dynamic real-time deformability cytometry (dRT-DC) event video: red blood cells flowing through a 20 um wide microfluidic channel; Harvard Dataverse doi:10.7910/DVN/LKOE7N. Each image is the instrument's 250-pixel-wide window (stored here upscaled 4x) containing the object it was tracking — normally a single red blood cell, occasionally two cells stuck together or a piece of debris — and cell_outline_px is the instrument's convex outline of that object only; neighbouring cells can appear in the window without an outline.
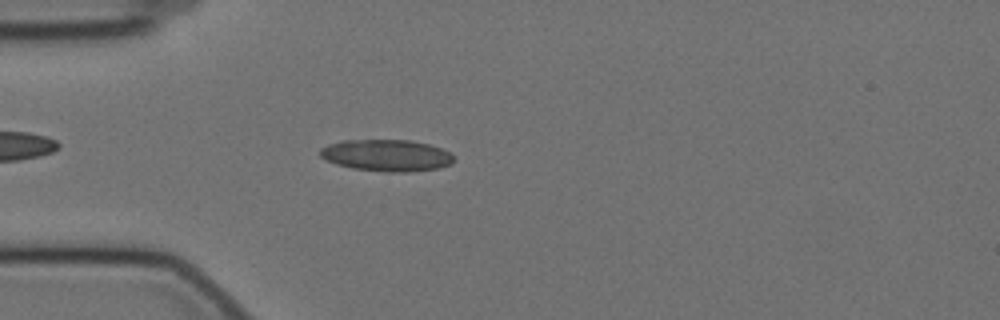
{"species": "Egyptian fruit bat (a non-hibernating species)", "species_latin": "Rousettus aegyptiacus", "temperature_condition": "cold", "stored_images_in_passage": 57, "camera_frame_rate_fps": 3000, "um_per_image_px": 0.085, "animal": {"sex": "female"}, "frame": {"image": 1, "passage_image": 15, "time_ms": 4.667, "image_size_px": [1000, 320], "cell_outline_px": [[456, 160], [452, 164], [440, 168], [408, 172], [384, 172], [352, 168], [336, 164], [320, 156], [320, 148], [328, 144], [344, 140], [412, 140], [428, 144], [440, 148], [448, 152]], "centroid_in_image_um": [32.87, 13.21], "position_along_channel_um": 52.1, "area_um2": 24.8}}
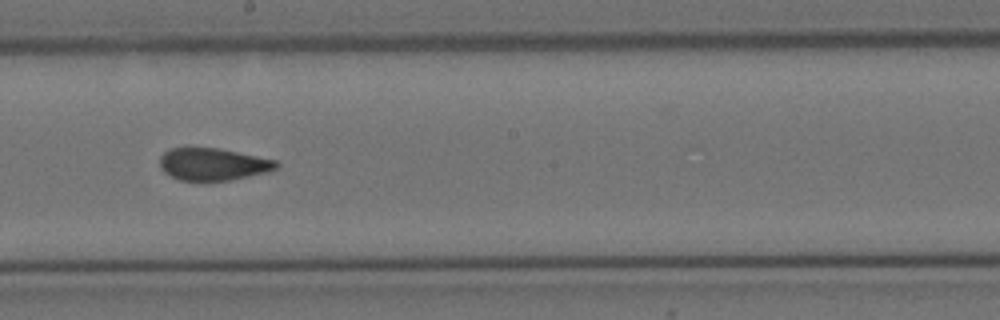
{"frame": {"image": 2, "passage_image": 31, "time_ms": 10.0, "image_size_px": [1000, 320], "cell_outline_px": [[280, 164], [276, 168], [268, 172], [232, 180], [180, 180], [164, 172], [160, 168], [160, 156], [164, 152], [172, 148], [188, 144], [216, 148], [276, 160]], "centroid_in_image_um": [18.05, 13.92], "position_along_channel_um": 230.1, "area_um2": 22.31}}
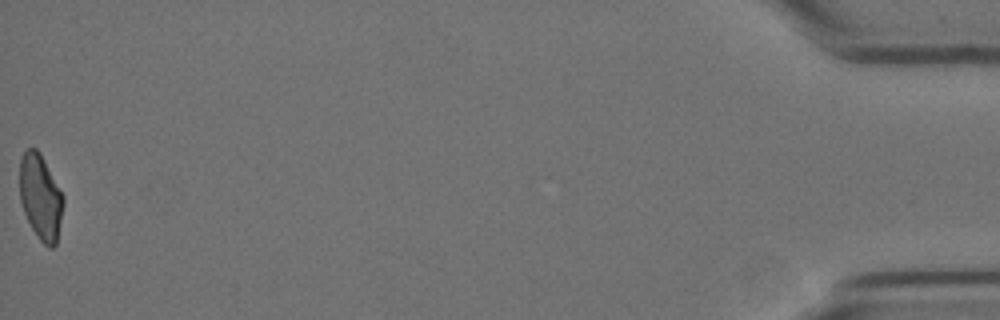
{"frame": {"image": 3, "passage_image": 57, "time_ms": 18.667, "image_size_px": [1000, 320], "cell_outline_px": [[64, 204], [56, 244], [52, 248], [48, 248], [40, 240], [32, 228], [24, 212], [20, 200], [20, 156], [28, 148], [36, 148], [40, 152], [64, 196]], "centroid_in_image_um": [3.45, 16.74], "position_along_channel_um": 431.7, "area_um2": 21.68}, "authors_computed_cell_mechanics": {"area_um2": 22.8888, "velocity_mm_per_s": 3.4913, "shape_relaxation_time_tau1_ms": null, "shape_relaxation_time_tau2_ms": 1.7346, "deformation_change_tau1": null, "deformation_change_tau2": 0.0718}}